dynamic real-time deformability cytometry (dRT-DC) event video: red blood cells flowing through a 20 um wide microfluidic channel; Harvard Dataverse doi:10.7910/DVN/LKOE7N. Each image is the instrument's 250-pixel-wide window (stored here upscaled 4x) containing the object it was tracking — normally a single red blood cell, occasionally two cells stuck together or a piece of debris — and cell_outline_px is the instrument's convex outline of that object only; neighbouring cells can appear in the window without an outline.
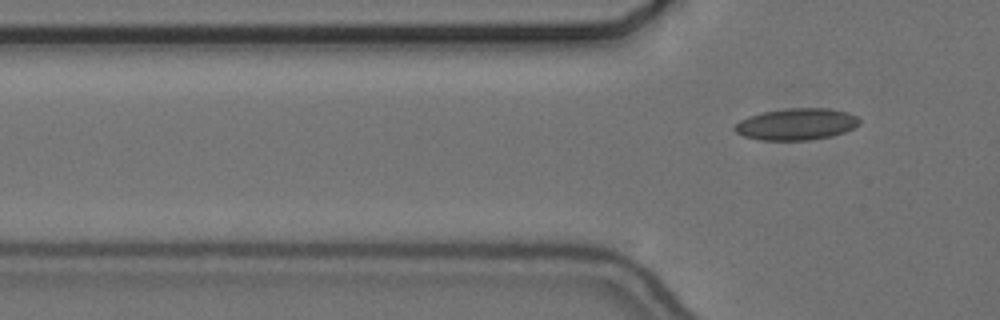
{"species": "common noctule bat (a hibernating species)", "species_latin": "Nyctalus noctula", "temperature_condition": "cold", "stored_images_in_passage": 2, "camera_frame_rate_fps": 3000, "um_per_image_px": 0.085, "animal": {"sex": "female", "body_mass_g": 24.6, "forearm_length_mm": 56.2}, "frame": {"image": 1, "passage_image": 2, "time_ms": 0.333, "image_size_px": [1000, 320], "cell_outline_px": [[860, 124], [844, 132], [832, 136], [808, 140], [760, 140], [744, 136], [736, 132], [732, 128], [740, 120], [748, 116], [764, 112], [788, 108], [828, 108], [848, 112], [856, 116], [860, 120]], "centroid_in_image_um": [67.7, 10.55], "position_along_channel_um": 58.1, "area_um2": 23.0}}